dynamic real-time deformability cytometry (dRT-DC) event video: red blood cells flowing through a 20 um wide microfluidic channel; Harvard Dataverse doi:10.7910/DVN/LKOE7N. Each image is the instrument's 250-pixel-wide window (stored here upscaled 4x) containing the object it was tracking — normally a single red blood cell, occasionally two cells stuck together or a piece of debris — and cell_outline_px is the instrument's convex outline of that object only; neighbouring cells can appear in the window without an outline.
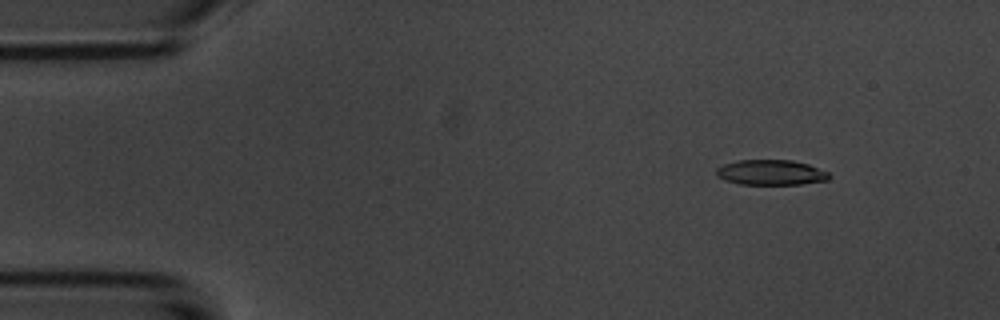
{"species": "common noctule bat (a hibernating species)", "species_latin": "Nyctalus noctula", "temperature_condition": "room temperature", "stored_images_in_passage": 4, "camera_frame_rate_fps": 3000, "um_per_image_px": 0.085, "animal": {"sex": "male", "body_mass_g": 20.1, "forearm_length_mm": 53.5}, "frame": {"image": 1, "passage_image": 2, "time_ms": 1.0, "image_size_px": [1000, 320], "cell_outline_px": [[832, 176], [828, 180], [800, 184], [740, 184], [724, 180], [716, 176], [716, 168], [724, 164], [736, 160], [792, 160], [808, 164], [828, 172]], "centroid_in_image_um": [65.51, 14.66], "position_along_channel_um": 19.5, "area_um2": 16.65}}
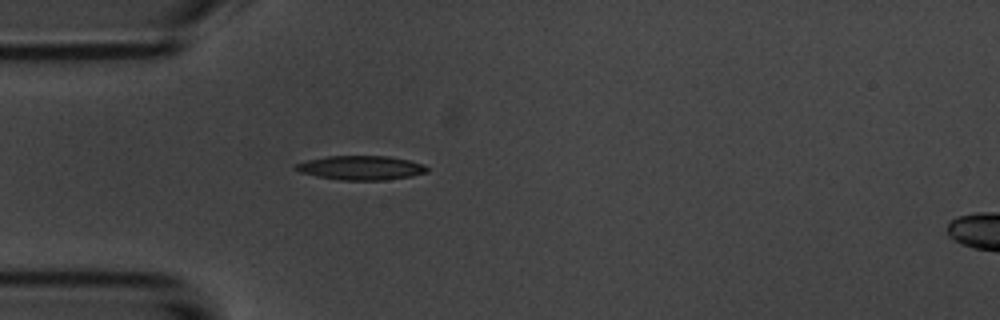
{"frame": {"image": 2, "passage_image": 4, "time_ms": 4.0, "image_size_px": [1000, 320], "cell_outline_px": [[428, 172], [412, 176], [388, 180], [340, 180], [316, 176], [300, 172], [296, 168], [296, 164], [308, 160], [328, 156], [388, 156], [408, 160], [424, 164], [428, 168]], "centroid_in_image_um": [30.73, 14.27], "position_along_channel_um": 54.3, "area_um2": 18.44}}